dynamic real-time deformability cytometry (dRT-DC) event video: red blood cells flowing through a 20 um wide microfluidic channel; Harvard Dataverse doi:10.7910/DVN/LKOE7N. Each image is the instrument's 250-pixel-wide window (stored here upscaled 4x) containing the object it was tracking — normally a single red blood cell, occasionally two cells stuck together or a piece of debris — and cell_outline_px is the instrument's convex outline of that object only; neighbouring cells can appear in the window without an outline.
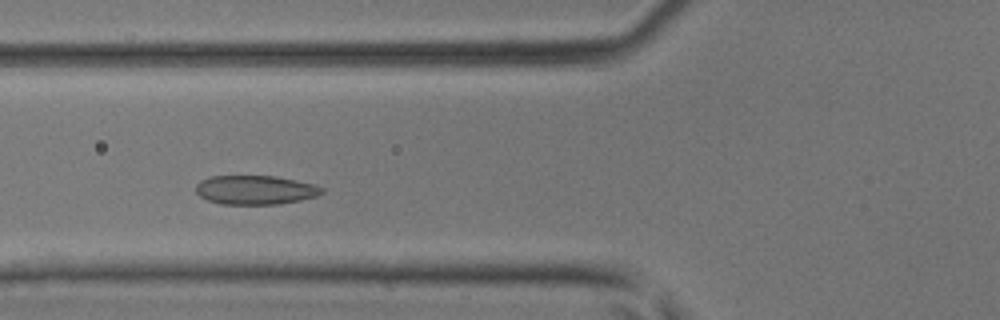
{"species": "common noctule bat (a hibernating species)", "species_latin": "Nyctalus noctula", "temperature_condition": "room temperature", "stored_images_in_passage": 37, "camera_frame_rate_fps": 3000, "um_per_image_px": 0.085, "animal": {"sex": "male", "body_mass_g": 17.9, "forearm_length_mm": 54.2}, "frame": {"image": 1, "passage_image": 8, "time_ms": 2.333, "image_size_px": [1000, 320], "cell_outline_px": [[324, 192], [316, 196], [300, 200], [280, 204], [220, 204], [208, 200], [200, 196], [196, 192], [196, 184], [200, 180], [208, 176], [276, 176], [296, 180], [312, 184], [324, 188]], "centroid_in_image_um": [21.68, 16.14], "position_along_channel_um": 104.1, "area_um2": 21.39}}
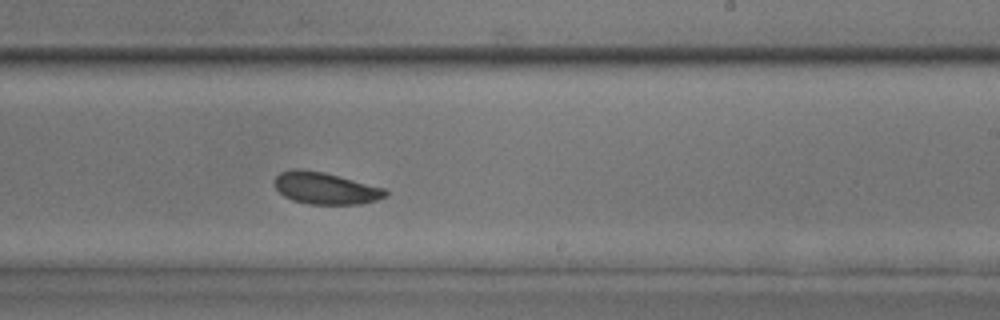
{"frame": {"image": 2, "passage_image": 19, "time_ms": 6.0, "image_size_px": [1000, 320], "cell_outline_px": [[388, 196], [376, 200], [360, 204], [308, 204], [292, 200], [284, 196], [272, 184], [276, 176], [280, 172], [292, 168], [304, 168], [324, 172], [384, 188], [388, 192]], "centroid_in_image_um": [27.62, 15.99], "position_along_channel_um": 261.4, "area_um2": 20.81}}
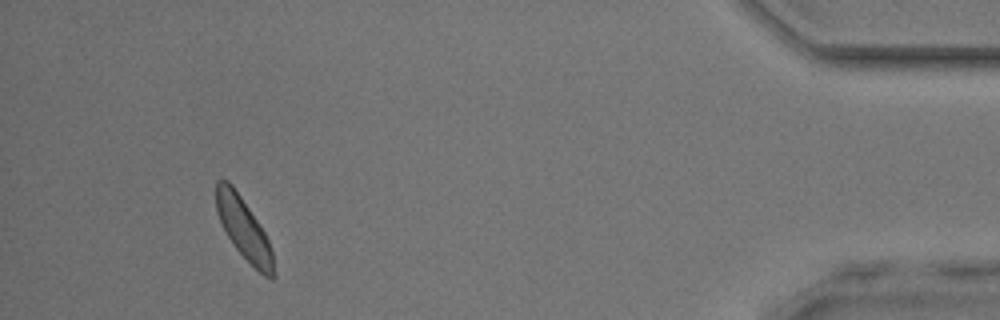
{"frame": {"image": 3, "passage_image": 34, "time_ms": 11.0, "image_size_px": [1000, 320], "cell_outline_px": [[276, 276], [272, 280], [264, 276], [232, 244], [216, 212], [216, 180], [228, 180], [232, 184], [260, 224], [268, 240], [272, 252]], "centroid_in_image_um": [20.73, 19.44], "position_along_channel_um": 414.5, "area_um2": 20.29}}